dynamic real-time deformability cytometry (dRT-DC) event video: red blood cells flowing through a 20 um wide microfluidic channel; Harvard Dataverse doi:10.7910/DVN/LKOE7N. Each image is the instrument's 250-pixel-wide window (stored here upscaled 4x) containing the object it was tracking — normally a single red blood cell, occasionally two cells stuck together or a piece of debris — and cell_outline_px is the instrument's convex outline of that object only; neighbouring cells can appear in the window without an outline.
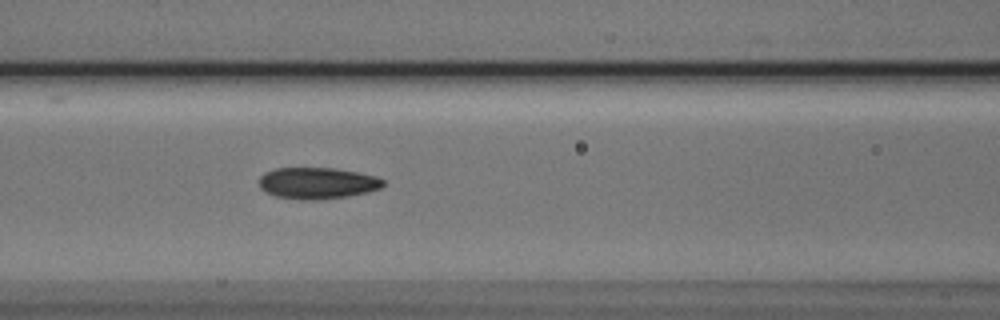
{"species": "Egyptian fruit bat (a non-hibernating species)", "species_latin": "Rousettus aegyptiacus", "temperature_condition": "cold", "stored_images_in_passage": 22, "camera_frame_rate_fps": 3000, "um_per_image_px": 0.085, "animal": {"sex": "male"}, "frame": {"image": 1, "passage_image": 6, "time_ms": 1.667, "image_size_px": [1000, 320], "cell_outline_px": [[384, 184], [380, 188], [368, 192], [348, 196], [320, 200], [300, 200], [276, 196], [264, 192], [260, 188], [260, 176], [264, 172], [276, 168], [336, 168], [376, 176], [384, 180]], "centroid_in_image_um": [26.96, 15.57], "position_along_channel_um": 139.6, "area_um2": 22.89}}
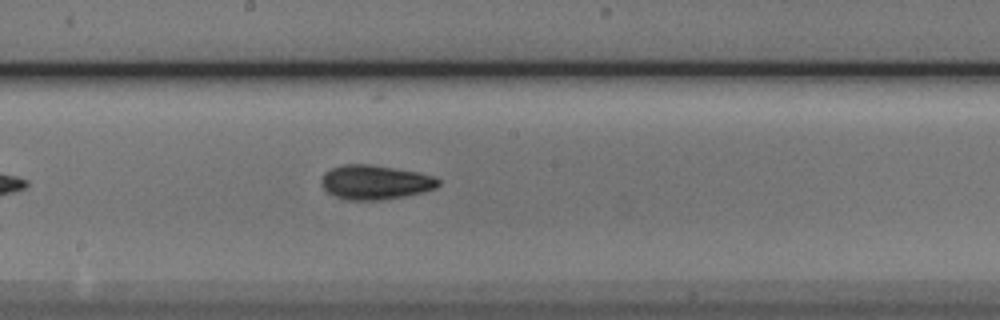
{"frame": {"image": 2, "passage_image": 12, "time_ms": 3.667, "image_size_px": [1000, 320], "cell_outline_px": [[440, 184], [436, 188], [424, 192], [384, 200], [348, 200], [336, 196], [328, 192], [320, 184], [320, 180], [324, 172], [332, 168], [344, 164], [368, 164], [416, 172], [436, 176], [440, 180]], "centroid_in_image_um": [31.89, 15.5], "position_along_channel_um": 216.3, "area_um2": 23.47}}
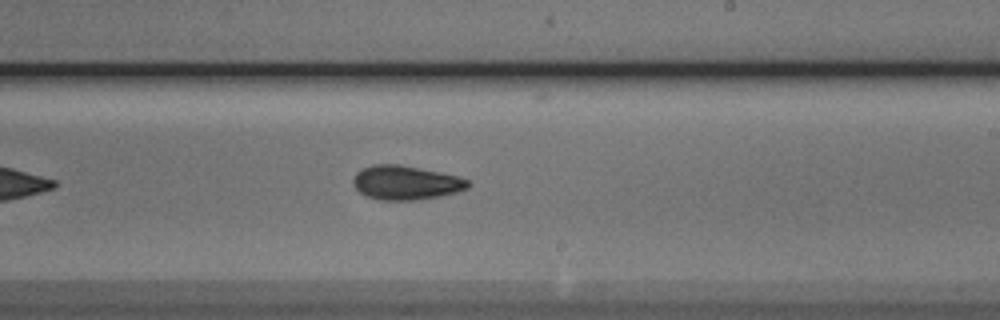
{"frame": {"image": 3, "passage_image": 15, "time_ms": 4.667, "image_size_px": [1000, 320], "cell_outline_px": [[472, 184], [468, 188], [456, 192], [440, 196], [420, 200], [380, 200], [364, 196], [352, 184], [352, 180], [356, 172], [372, 164], [400, 164], [440, 172], [456, 176], [468, 180]], "centroid_in_image_um": [34.47, 15.53], "position_along_channel_um": 254.5, "area_um2": 23.0}}